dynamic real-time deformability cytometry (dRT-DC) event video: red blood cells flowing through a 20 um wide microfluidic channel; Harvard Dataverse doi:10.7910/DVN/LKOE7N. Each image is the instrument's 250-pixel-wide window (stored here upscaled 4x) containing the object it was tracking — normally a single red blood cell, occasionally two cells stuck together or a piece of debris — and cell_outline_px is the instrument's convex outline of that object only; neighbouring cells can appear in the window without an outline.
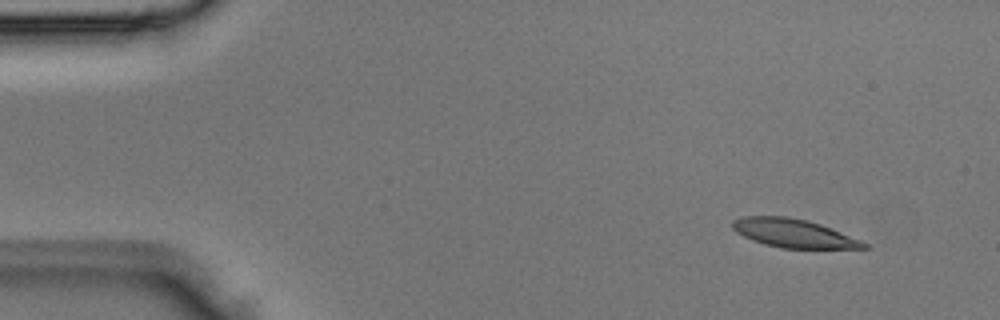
{"species": "Egyptian fruit bat (a non-hibernating species)", "species_latin": "Rousettus aegyptiacus", "temperature_condition": "room temperature", "stored_images_in_passage": 3, "camera_frame_rate_fps": 3000, "um_per_image_px": 0.085, "animal": {"sex": "male"}, "frame": {"image": 1, "passage_image": 1, "time_ms": 0.0, "image_size_px": [1000, 320], "cell_outline_px": [[868, 248], [780, 248], [764, 244], [752, 240], [736, 232], [732, 228], [732, 220], [744, 216], [788, 216], [808, 220], [820, 224], [860, 240], [868, 244]], "centroid_in_image_um": [67.41, 19.82], "position_along_channel_um": 17.6, "area_um2": 21.68}}